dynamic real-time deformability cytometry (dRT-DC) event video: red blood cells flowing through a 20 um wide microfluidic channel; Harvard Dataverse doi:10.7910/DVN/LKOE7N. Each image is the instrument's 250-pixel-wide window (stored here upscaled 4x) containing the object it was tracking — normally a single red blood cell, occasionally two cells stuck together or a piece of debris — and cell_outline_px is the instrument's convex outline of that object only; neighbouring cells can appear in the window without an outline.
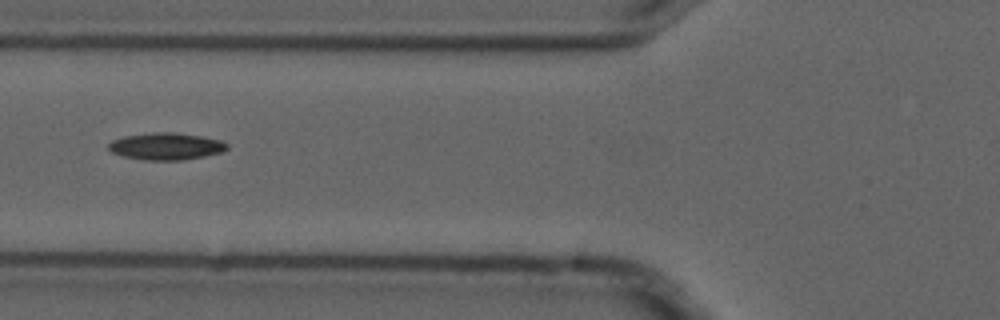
{"species": "common noctule bat (a hibernating species)", "species_latin": "Nyctalus noctula", "temperature_condition": "cold", "stored_images_in_passage": 2, "camera_frame_rate_fps": 3000, "um_per_image_px": 0.085, "animal": {"sex": "male", "forearm_length_mm": 52.5}, "frame": {"image": 1, "passage_image": 2, "time_ms": 0.333, "image_size_px": [1000, 320], "cell_outline_px": [[228, 148], [224, 152], [184, 160], [144, 160], [124, 156], [112, 152], [108, 148], [108, 144], [112, 140], [124, 136], [152, 132], [172, 132], [200, 136], [220, 140], [228, 144]], "centroid_in_image_um": [14.12, 12.44], "position_along_channel_um": 111.7, "area_um2": 18.67}}